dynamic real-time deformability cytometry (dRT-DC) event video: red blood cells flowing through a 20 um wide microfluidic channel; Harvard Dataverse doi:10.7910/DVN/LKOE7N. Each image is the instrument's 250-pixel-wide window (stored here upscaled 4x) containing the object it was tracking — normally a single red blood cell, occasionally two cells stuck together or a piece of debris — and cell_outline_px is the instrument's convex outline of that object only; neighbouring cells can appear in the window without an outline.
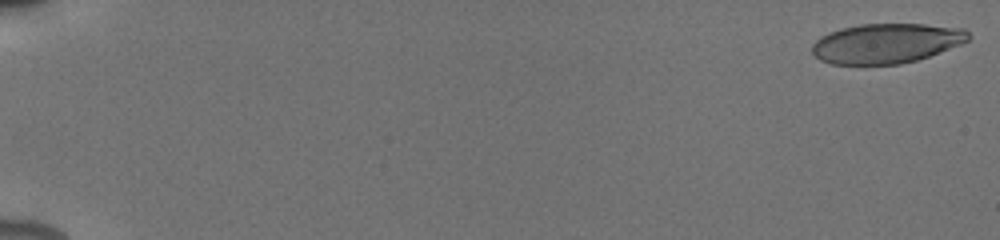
{"species": "human", "species_latin": "Homo sapiens", "temperature_condition": "cold", "stored_images_in_passage": 68, "camera_frame_rate_fps": 3000, "um_per_image_px": 0.085, "donor": {"sex": "male"}, "frame": {"image": 1, "passage_image": 1, "time_ms": 0.0, "image_size_px": [1000, 240], "cell_outline_px": [[972, 36], [968, 40], [960, 44], [928, 56], [916, 60], [900, 64], [832, 64], [820, 60], [812, 52], [812, 44], [816, 40], [840, 28], [860, 24], [924, 24], [964, 28]], "centroid_in_image_um": [75.35, 3.68], "position_along_channel_um": 9.7, "area_um2": 36.01}}
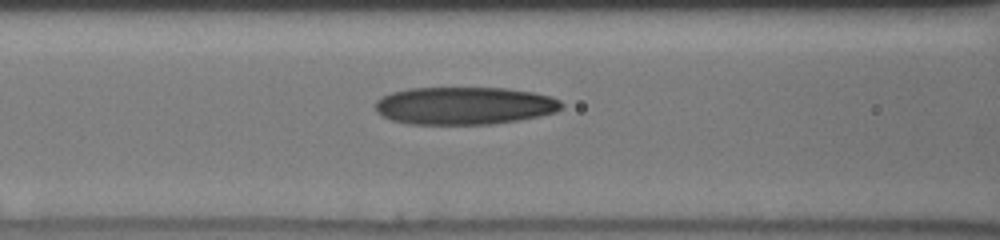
{"frame": {"image": 2, "passage_image": 29, "time_ms": 8.0, "image_size_px": [1000, 240], "cell_outline_px": [[564, 108], [556, 112], [516, 120], [492, 124], [408, 124], [392, 120], [376, 112], [376, 100], [392, 92], [408, 88], [504, 88], [532, 92], [552, 96], [560, 100], [564, 104]], "centroid_in_image_um": [39.49, 8.98], "position_along_channel_um": 127.1, "area_um2": 40.86}}
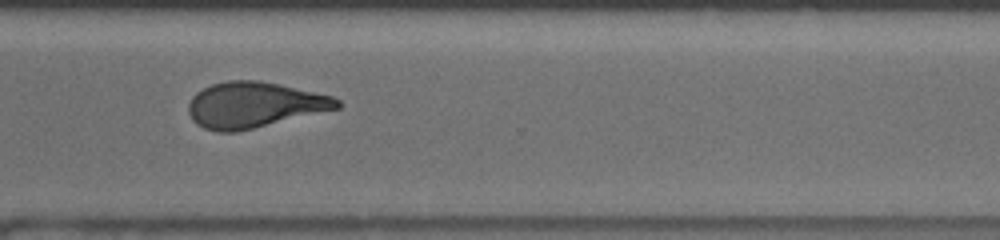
{"frame": {"image": 3, "passage_image": 52, "time_ms": 13.667, "image_size_px": [1000, 240], "cell_outline_px": [[340, 108], [236, 132], [220, 132], [204, 128], [196, 124], [192, 120], [188, 112], [188, 104], [192, 96], [196, 92], [212, 84], [228, 80], [256, 80], [280, 84], [332, 96], [340, 100]], "centroid_in_image_um": [21.58, 8.91], "position_along_channel_um": 349.0, "area_um2": 39.48}, "authors_computed_cell_mechanics": {"area_um2": 39.2751, "velocity_mm_per_s": 3.9192, "shape_relaxation_time_tau1_ms": 5.7946, "shape_relaxation_time_tau2_ms": 2.3591, "deformation_change_tau1": 0.1997, "deformation_change_tau2": 0.1033}}